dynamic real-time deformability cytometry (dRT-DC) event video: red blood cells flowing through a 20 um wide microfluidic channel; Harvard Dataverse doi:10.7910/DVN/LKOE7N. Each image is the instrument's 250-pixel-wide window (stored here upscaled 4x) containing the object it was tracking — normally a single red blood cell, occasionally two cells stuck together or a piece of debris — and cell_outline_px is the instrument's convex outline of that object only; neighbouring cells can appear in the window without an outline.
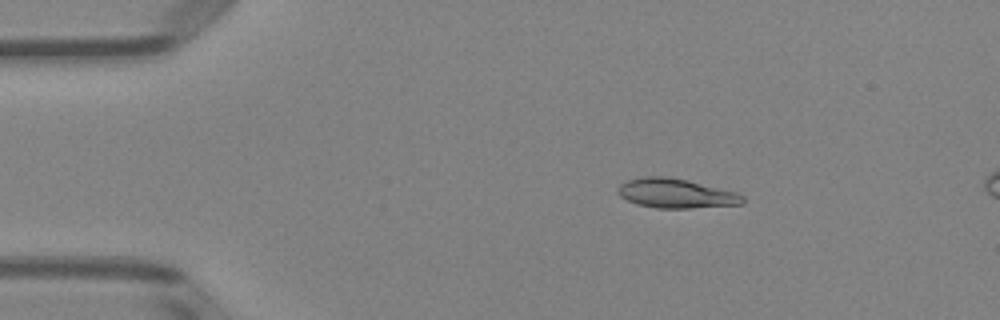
{"species": "Egyptian fruit bat (a non-hibernating species)", "species_latin": "Rousettus aegyptiacus", "temperature_condition": "room temperature", "stored_images_in_passage": 5, "segment_of_instrument_passage": [1, 2], "camera_frame_rate_fps": 3000, "um_per_image_px": 0.085, "animal": {"sex": "female"}, "frame": {"image": 1, "passage_image": 3, "time_ms": 2.667, "image_size_px": [1000, 320], "cell_outline_px": [[744, 204], [692, 208], [656, 208], [636, 204], [620, 196], [620, 184], [628, 180], [644, 176], [664, 176], [688, 180], [736, 192], [744, 196]], "centroid_in_image_um": [57.49, 16.44], "position_along_channel_um": 27.5, "area_um2": 21.27}}